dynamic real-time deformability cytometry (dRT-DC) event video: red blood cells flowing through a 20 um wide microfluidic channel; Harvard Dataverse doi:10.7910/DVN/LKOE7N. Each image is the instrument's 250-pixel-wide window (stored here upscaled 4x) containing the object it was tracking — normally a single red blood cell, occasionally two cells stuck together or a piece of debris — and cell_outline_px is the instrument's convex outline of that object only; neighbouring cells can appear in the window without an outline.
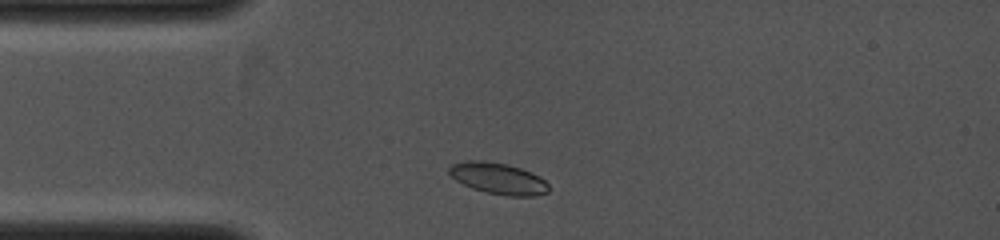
{"species": "common noctule bat (a hibernating species)", "species_latin": "Nyctalus noctula", "temperature_condition": "cold", "stored_images_in_passage": 7, "camera_frame_rate_fps": 4000, "um_per_image_px": 0.085, "animal": {"sex": "female", "body_mass_g": 19.0, "forearm_length_mm": 53.3}, "frame": {"image": 1, "passage_image": 2, "time_ms": 0.5, "image_size_px": [1000, 240], "cell_outline_px": [[548, 192], [536, 196], [508, 196], [488, 192], [472, 188], [456, 180], [448, 172], [448, 168], [452, 164], [468, 160], [480, 160], [508, 164], [520, 168], [540, 176], [548, 184]], "centroid_in_image_um": [42.36, 15.16], "position_along_channel_um": 42.6, "area_um2": 18.09}}
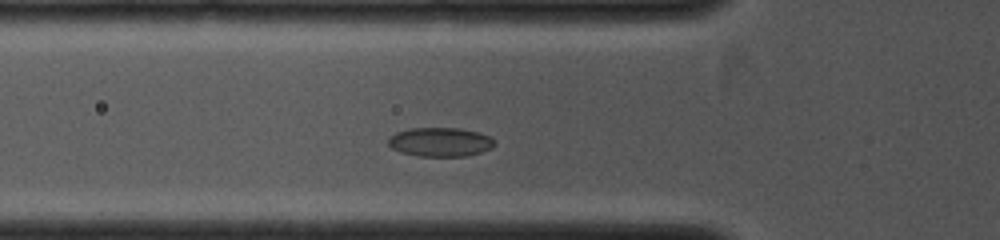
{"frame": {"image": 2, "passage_image": 5, "time_ms": 1.75, "image_size_px": [1000, 240], "cell_outline_px": [[496, 144], [492, 148], [468, 156], [416, 156], [400, 152], [392, 148], [388, 144], [388, 140], [396, 132], [412, 128], [460, 128], [480, 132], [496, 140]], "centroid_in_image_um": [37.45, 12.07], "position_along_channel_um": 88.3, "area_um2": 18.09}}
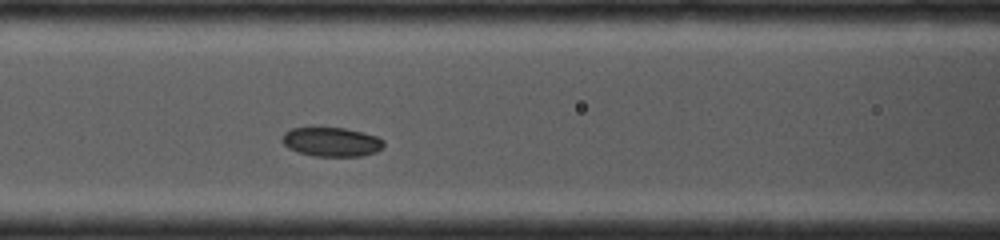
{"frame": {"image": 3, "passage_image": 7, "time_ms": 2.75, "image_size_px": [1000, 240], "cell_outline_px": [[384, 144], [376, 152], [360, 156], [316, 156], [296, 152], [288, 148], [280, 140], [284, 132], [292, 128], [316, 124], [344, 128], [376, 136], [384, 140]], "centroid_in_image_um": [28.09, 12.01], "position_along_channel_um": 138.5, "area_um2": 17.92}}